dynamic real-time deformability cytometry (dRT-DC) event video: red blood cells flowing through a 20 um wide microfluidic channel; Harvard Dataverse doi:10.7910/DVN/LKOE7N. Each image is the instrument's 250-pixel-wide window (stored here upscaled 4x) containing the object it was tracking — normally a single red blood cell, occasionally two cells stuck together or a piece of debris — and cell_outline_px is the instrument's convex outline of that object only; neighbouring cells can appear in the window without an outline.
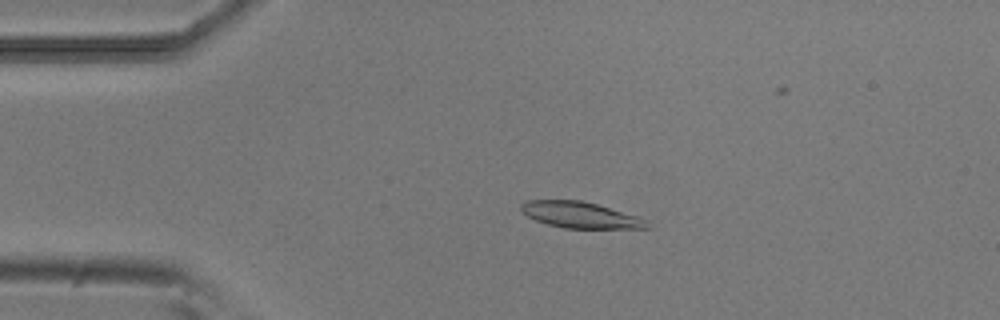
{"species": "common noctule bat (a hibernating species)", "species_latin": "Nyctalus noctula", "temperature_condition": "room temperature", "stored_images_in_passage": 52, "camera_frame_rate_fps": 3000, "um_per_image_px": 0.085, "animal": {"sex": "male", "body_mass_g": 20.5, "forearm_length_mm": 52.5}, "frame": {"image": 1, "passage_image": 10, "time_ms": 3.0, "image_size_px": [1000, 320], "cell_outline_px": [[652, 228], [564, 228], [548, 224], [536, 220], [528, 216], [520, 208], [520, 204], [524, 200], [580, 200], [596, 204], [636, 216], [648, 220]], "centroid_in_image_um": [49.33, 18.27], "position_along_channel_um": 35.7, "area_um2": 19.02}}
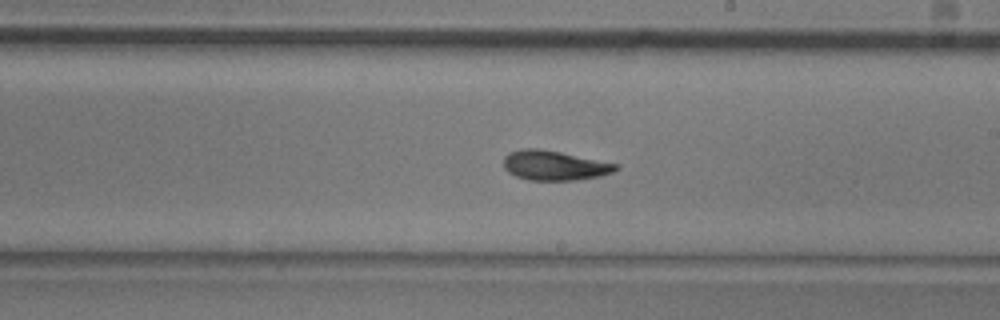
{"frame": {"image": 2, "passage_image": 29, "time_ms": 9.333, "image_size_px": [1000, 320], "cell_outline_px": [[620, 168], [612, 172], [600, 176], [580, 180], [528, 180], [516, 176], [508, 172], [504, 168], [504, 156], [508, 152], [520, 148], [540, 148], [620, 164]], "centroid_in_image_um": [47.12, 14.06], "position_along_channel_um": 241.9, "area_um2": 19.65}}
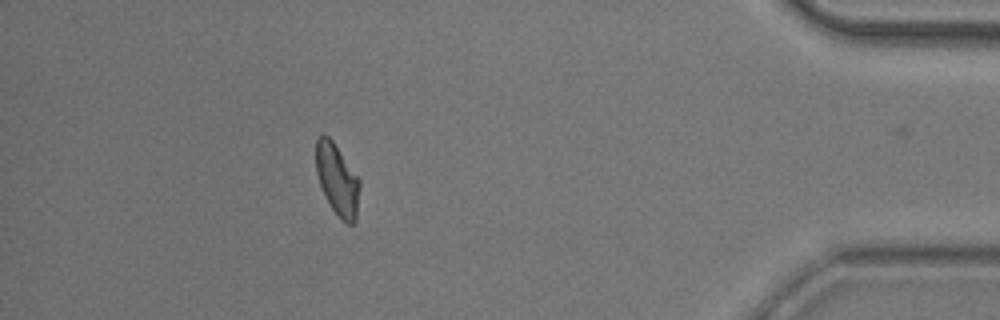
{"frame": {"image": 3, "passage_image": 46, "time_ms": 15.0, "image_size_px": [1000, 320], "cell_outline_px": [[360, 188], [356, 220], [352, 224], [348, 224], [340, 220], [332, 208], [320, 184], [316, 172], [316, 136], [324, 132], [332, 140], [360, 176]], "centroid_in_image_um": [28.69, 15.23], "position_along_channel_um": 406.5, "area_um2": 18.55}, "authors_computed_cell_mechanics": {"area_um2": 19.1607, "velocity_mm_per_s": 3.8043, "shape_relaxation_time_tau1_ms": 5.7734, "shape_relaxation_time_tau2_ms": 2.5958, "deformation_change_tau1": 0.172, "deformation_change_tau2": 0.088}}